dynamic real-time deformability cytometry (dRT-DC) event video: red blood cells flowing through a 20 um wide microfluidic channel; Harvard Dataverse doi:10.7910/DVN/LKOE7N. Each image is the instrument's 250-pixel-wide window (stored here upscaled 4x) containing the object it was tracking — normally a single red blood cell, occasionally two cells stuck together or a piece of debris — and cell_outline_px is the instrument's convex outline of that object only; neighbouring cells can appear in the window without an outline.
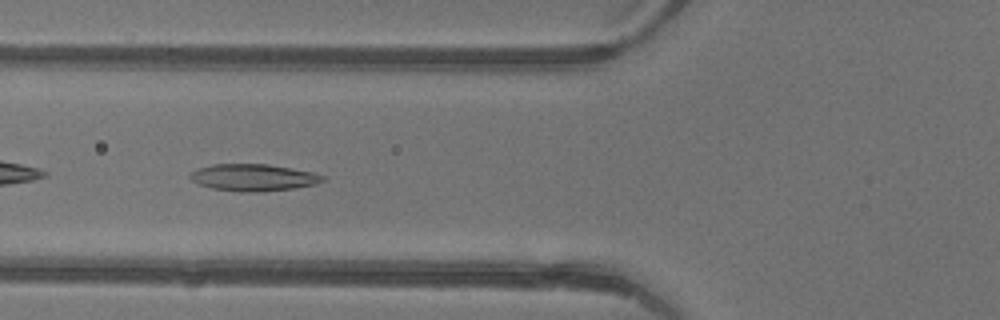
{"species": "common noctule bat (a hibernating species)", "species_latin": "Nyctalus noctula", "temperature_condition": "warm", "stored_images_in_passage": 6, "camera_frame_rate_fps": 3000, "um_per_image_px": 0.085, "animal": {"sex": "female"}, "frame": {"image": 1, "passage_image": 5, "time_ms": 1.333, "image_size_px": [1000, 320], "cell_outline_px": [[324, 180], [316, 184], [296, 188], [260, 192], [240, 192], [212, 188], [200, 184], [192, 180], [188, 176], [196, 168], [212, 164], [268, 164], [312, 172], [324, 176]], "centroid_in_image_um": [21.52, 15.09], "position_along_channel_um": 104.3, "area_um2": 20.81}}
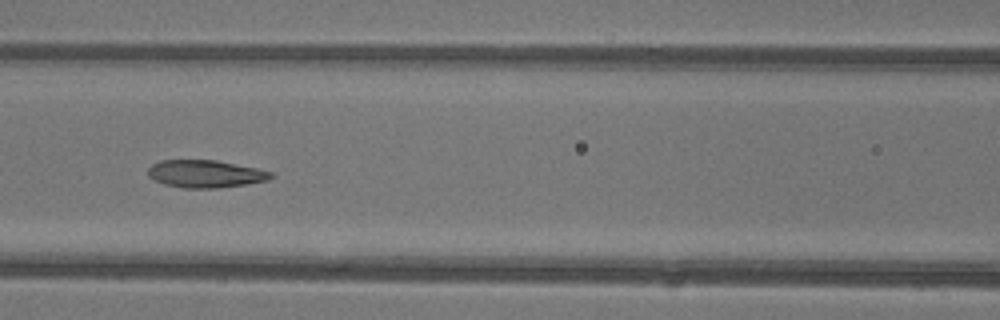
{"frame": {"image": 2, "passage_image": 6, "time_ms": 1.667, "image_size_px": [1000, 320], "cell_outline_px": [[276, 176], [268, 180], [248, 184], [216, 188], [184, 188], [164, 184], [148, 176], [148, 168], [152, 164], [160, 160], [216, 160], [256, 168], [272, 172]], "centroid_in_image_um": [17.48, 14.78], "position_along_channel_um": 149.1, "area_um2": 19.77}}